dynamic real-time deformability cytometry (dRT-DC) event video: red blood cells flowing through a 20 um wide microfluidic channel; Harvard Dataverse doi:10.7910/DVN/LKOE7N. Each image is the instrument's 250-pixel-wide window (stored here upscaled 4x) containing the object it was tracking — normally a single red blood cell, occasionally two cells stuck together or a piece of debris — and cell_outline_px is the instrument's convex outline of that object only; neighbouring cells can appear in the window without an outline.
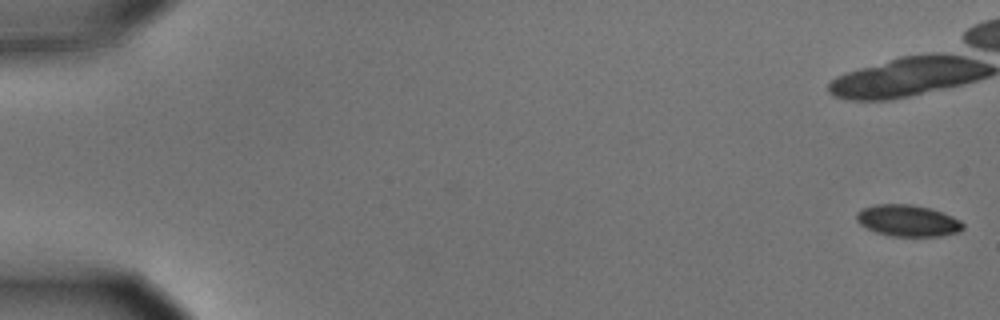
{"species": "common noctule bat (a hibernating species)", "species_latin": "Nyctalus noctula", "temperature_condition": "cold", "stored_images_in_passage": 6, "camera_frame_rate_fps": 3000, "um_per_image_px": 0.085, "animal": {"sex": "male", "body_mass_g": 15.6}, "frame": {"image": 1, "passage_image": 1, "time_ms": 0.0, "image_size_px": [1000, 320], "cell_outline_px": [[964, 228], [960, 232], [940, 236], [892, 236], [876, 232], [860, 224], [856, 220], [856, 212], [872, 204], [912, 204], [932, 208], [952, 216], [960, 220], [964, 224]], "centroid_in_image_um": [77.18, 18.75], "position_along_channel_um": 7.8, "area_um2": 19.71}}